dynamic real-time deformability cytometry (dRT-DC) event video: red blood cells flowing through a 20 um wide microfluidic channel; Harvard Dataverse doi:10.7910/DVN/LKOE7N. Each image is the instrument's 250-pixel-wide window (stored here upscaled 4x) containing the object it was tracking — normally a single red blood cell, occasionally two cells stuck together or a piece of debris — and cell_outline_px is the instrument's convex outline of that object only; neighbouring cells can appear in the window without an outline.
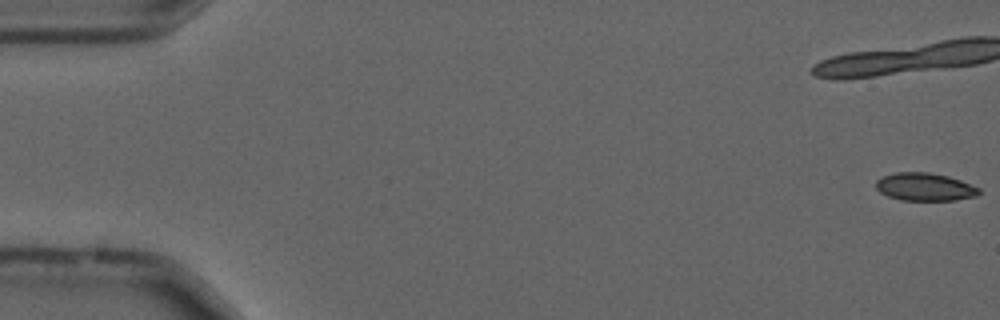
{"species": "common noctule bat (a hibernating species)", "species_latin": "Nyctalus noctula", "temperature_condition": "cold", "stored_images_in_passage": 8, "camera_frame_rate_fps": 3000, "um_per_image_px": 0.085, "animal": {"sex": "male", "forearm_length_mm": 52.5}, "frame": {"image": 1, "passage_image": 1, "time_ms": 0.0, "image_size_px": [1000, 320], "cell_outline_px": [[980, 192], [976, 196], [952, 200], [900, 200], [888, 196], [880, 192], [876, 188], [876, 180], [880, 176], [896, 172], [928, 172], [948, 176], [960, 180], [980, 188]], "centroid_in_image_um": [78.57, 15.87], "position_along_channel_um": 6.4, "area_um2": 16.76}}